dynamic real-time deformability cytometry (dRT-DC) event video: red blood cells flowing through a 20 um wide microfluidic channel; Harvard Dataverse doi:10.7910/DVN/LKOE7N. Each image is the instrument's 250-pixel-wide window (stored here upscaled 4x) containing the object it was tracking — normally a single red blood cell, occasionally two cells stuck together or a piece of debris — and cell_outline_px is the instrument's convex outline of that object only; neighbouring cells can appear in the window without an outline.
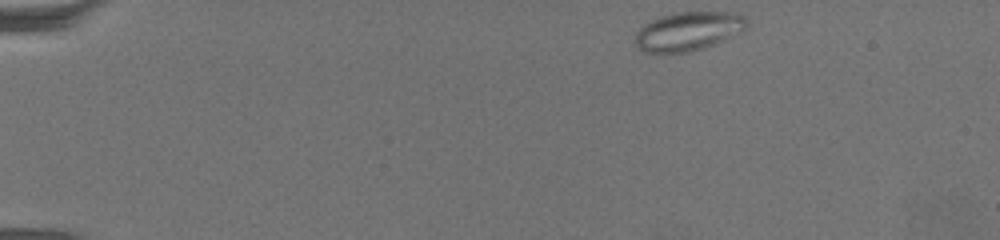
{"species": "common noctule bat (a hibernating species)", "species_latin": "Nyctalus noctula", "temperature_condition": "warm", "stored_images_in_passage": 57, "camera_frame_rate_fps": 3000, "um_per_image_px": 0.085, "animal": {"sex": "female", "body_mass_g": 19.5, "forearm_length_mm": 54.1}, "frame": {"image": 1, "passage_image": 1, "time_ms": 0.0, "image_size_px": [1000, 240], "cell_outline_px": [[748, 24], [740, 32], [704, 48], [688, 52], [644, 52], [636, 44], [636, 32], [644, 24], [660, 16], [676, 12], [740, 12], [744, 16]], "centroid_in_image_um": [58.51, 2.63], "position_along_channel_um": 26.5, "area_um2": 25.03}}
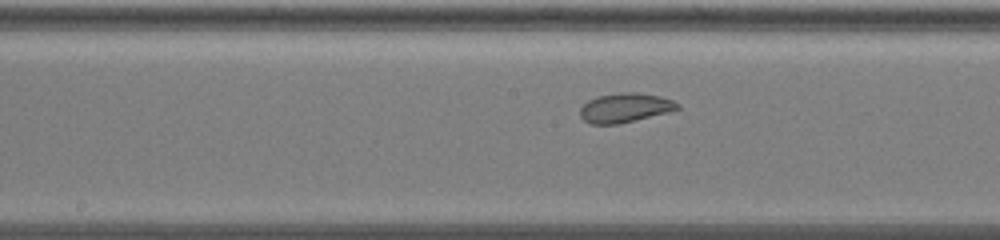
{"frame": {"image": 2, "passage_image": 27, "time_ms": 8.667, "image_size_px": [1000, 240], "cell_outline_px": [[680, 108], [668, 112], [620, 124], [588, 124], [580, 116], [580, 108], [588, 100], [600, 96], [620, 92], [636, 92], [660, 96], [672, 100], [680, 104]], "centroid_in_image_um": [53.12, 9.16], "position_along_channel_um": 195.1, "area_um2": 16.65}}
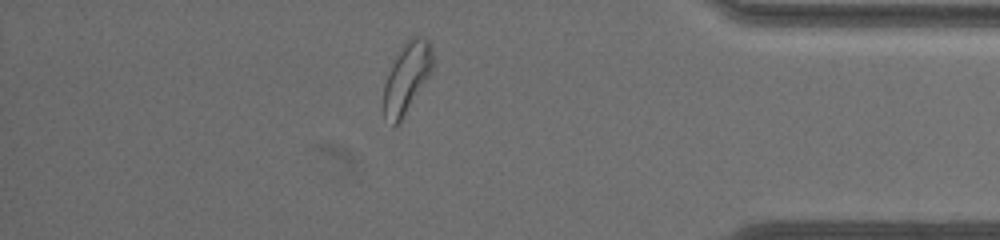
{"frame": {"image": 3, "passage_image": 49, "time_ms": 16.0, "image_size_px": [1000, 240], "cell_outline_px": [[432, 72], [400, 120], [392, 128], [384, 116], [384, 84], [392, 64], [404, 44], [412, 36], [424, 36], [428, 40], [432, 48]], "centroid_in_image_um": [34.58, 6.59], "position_along_channel_um": 400.6, "area_um2": 19.65}, "authors_computed_cell_mechanics": {"area_um2": 19.4208, "velocity_mm_per_s": 3.1562, "shape_relaxation_time_tau1_ms": null, "shape_relaxation_time_tau2_ms": 2.0119, "deformation_change_tau1": null, "deformation_change_tau2": 0.0793}}